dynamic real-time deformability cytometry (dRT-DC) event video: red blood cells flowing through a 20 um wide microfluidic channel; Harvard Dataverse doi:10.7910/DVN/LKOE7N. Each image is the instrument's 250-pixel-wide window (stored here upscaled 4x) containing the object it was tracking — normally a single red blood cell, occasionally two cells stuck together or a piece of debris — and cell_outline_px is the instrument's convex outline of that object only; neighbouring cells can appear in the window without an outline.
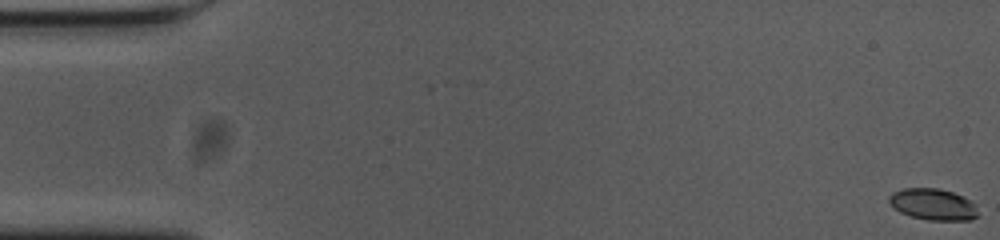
{"species": "common noctule bat (a hibernating species)", "species_latin": "Nyctalus noctula", "temperature_condition": "cold", "stored_images_in_passage": 56, "camera_frame_rate_fps": 3000, "um_per_image_px": 0.085, "animal": {"sex": "female", "body_mass_g": 23.0, "forearm_length_mm": 53.4}, "frame": {"image": 1, "passage_image": 1, "time_ms": 0.0, "image_size_px": [1000, 240], "cell_outline_px": [[980, 216], [972, 220], [928, 220], [912, 216], [900, 212], [892, 208], [888, 204], [888, 196], [892, 192], [904, 188], [940, 188], [964, 196], [976, 204]], "centroid_in_image_um": [79.32, 17.37], "position_along_channel_um": 5.7, "area_um2": 16.7}}
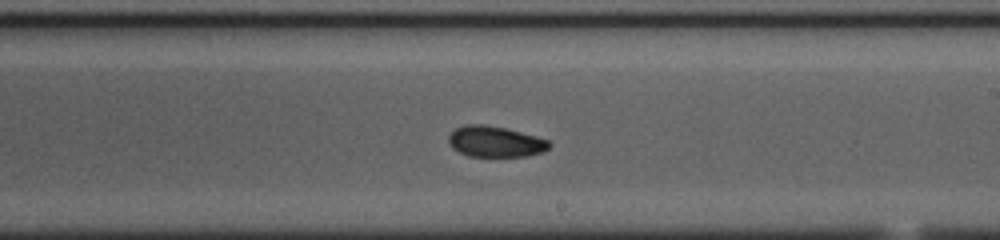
{"frame": {"image": 2, "passage_image": 33, "time_ms": 10.667, "image_size_px": [1000, 240], "cell_outline_px": [[552, 144], [544, 152], [528, 156], [468, 156], [452, 148], [448, 144], [448, 136], [456, 128], [464, 124], [484, 124], [504, 128], [520, 132], [548, 140]], "centroid_in_image_um": [42.07, 12.04], "position_along_channel_um": 246.9, "area_um2": 18.09}}
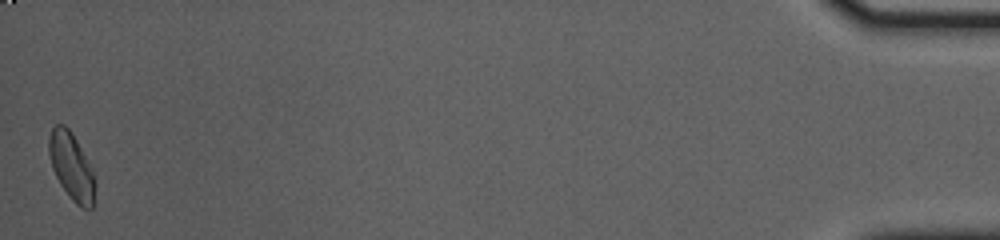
{"frame": {"image": 3, "passage_image": 56, "time_ms": 18.333, "image_size_px": [1000, 240], "cell_outline_px": [[96, 184], [92, 208], [80, 208], [72, 200], [60, 184], [52, 168], [48, 152], [48, 136], [52, 128], [56, 124], [64, 124], [72, 132], [92, 168]], "centroid_in_image_um": [6.07, 14.14], "position_along_channel_um": 429.1, "area_um2": 18.15}, "authors_computed_cell_mechanics": {"area_um2": 18.0914, "velocity_mm_per_s": 3.6603, "shape_relaxation_time_tau1_ms": null, "shape_relaxation_time_tau2_ms": 3.9817, "deformation_change_tau1": null, "deformation_change_tau2": 0.0745}}